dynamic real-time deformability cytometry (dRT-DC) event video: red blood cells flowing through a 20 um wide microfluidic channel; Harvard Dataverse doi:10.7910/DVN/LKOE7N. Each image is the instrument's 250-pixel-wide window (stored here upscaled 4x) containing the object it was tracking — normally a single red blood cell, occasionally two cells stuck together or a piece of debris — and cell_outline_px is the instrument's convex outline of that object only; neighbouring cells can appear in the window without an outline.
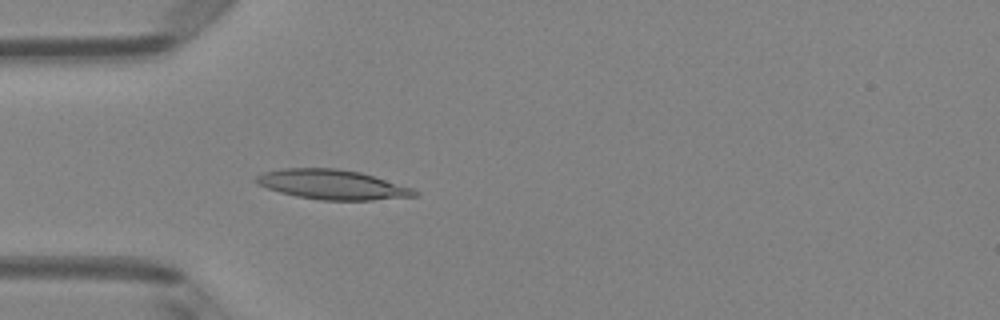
{"species": "Egyptian fruit bat (a non-hibernating species)", "species_latin": "Rousettus aegyptiacus", "temperature_condition": "room temperature", "stored_images_in_passage": 50, "camera_frame_rate_fps": 3000, "um_per_image_px": 0.085, "animal": {"sex": "female"}, "frame": {"image": 1, "passage_image": 15, "time_ms": 4.667, "image_size_px": [1000, 320], "cell_outline_px": [[420, 196], [372, 200], [320, 200], [296, 196], [280, 192], [256, 184], [252, 180], [256, 176], [264, 172], [284, 168], [336, 168], [360, 172], [412, 188], [420, 192]], "centroid_in_image_um": [28.24, 15.69], "position_along_channel_um": 56.8, "area_um2": 27.46}}
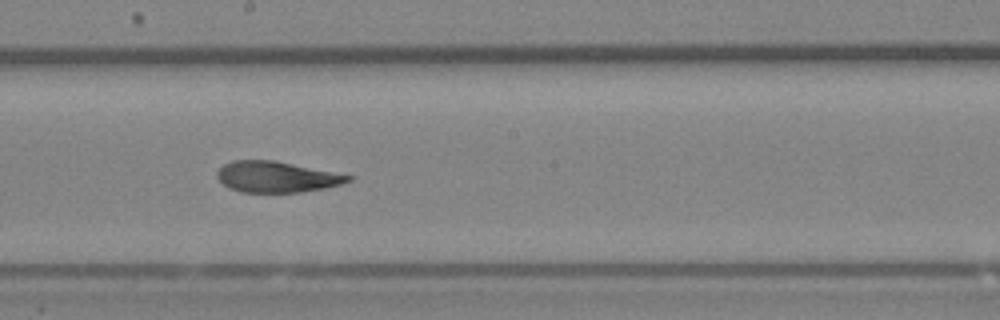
{"frame": {"image": 2, "passage_image": 28, "time_ms": 9.0, "image_size_px": [1000, 320], "cell_outline_px": [[352, 180], [340, 184], [324, 188], [300, 192], [240, 192], [228, 188], [216, 176], [216, 172], [224, 164], [232, 160], [272, 160], [352, 176]], "centroid_in_image_um": [23.45, 15.04], "position_along_channel_um": 224.8, "area_um2": 23.29}}
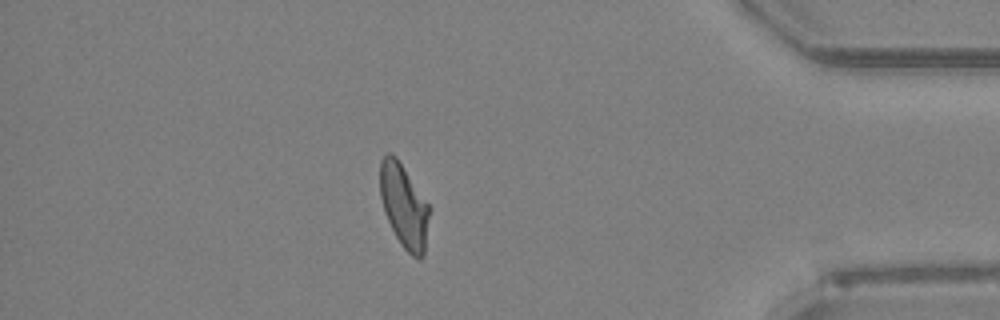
{"frame": {"image": 3, "passage_image": 44, "time_ms": 14.333, "image_size_px": [1000, 320], "cell_outline_px": [[428, 216], [424, 256], [420, 260], [412, 256], [400, 244], [384, 212], [380, 196], [380, 160], [388, 152], [396, 156], [428, 204]], "centroid_in_image_um": [34.31, 17.51], "position_along_channel_um": 400.9, "area_um2": 23.58}, "authors_computed_cell_mechanics": {"area_um2": 24.7095, "velocity_mm_per_s": 4.0055, "shape_relaxation_time_tau1_ms": 7.1149, "shape_relaxation_time_tau2_ms": 2.068, "deformation_change_tau1": 0.2131, "deformation_change_tau2": 0.0971}}